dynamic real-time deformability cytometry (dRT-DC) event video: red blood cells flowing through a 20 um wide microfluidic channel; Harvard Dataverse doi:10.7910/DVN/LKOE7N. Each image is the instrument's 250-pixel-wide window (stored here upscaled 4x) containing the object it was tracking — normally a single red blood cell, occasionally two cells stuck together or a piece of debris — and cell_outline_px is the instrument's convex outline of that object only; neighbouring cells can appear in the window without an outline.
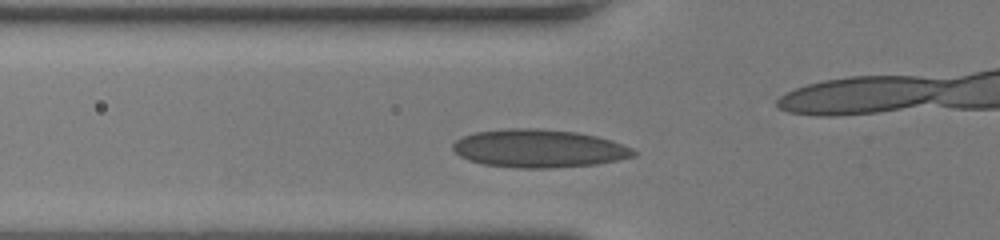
{"species": "human", "species_latin": "Homo sapiens", "temperature_condition": "room temperature", "stored_images_in_passage": 37, "camera_frame_rate_fps": 3000, "um_per_image_px": 0.085, "donor": {"sex": "female"}, "frame": {"image": 1, "passage_image": 9, "time_ms": 2.667, "image_size_px": [1000, 240], "cell_outline_px": [[636, 156], [596, 164], [548, 168], [520, 168], [484, 164], [468, 160], [460, 156], [452, 148], [452, 144], [456, 140], [464, 136], [476, 132], [508, 128], [536, 128], [576, 132], [596, 136], [612, 140], [624, 144], [632, 148], [636, 152]], "centroid_in_image_um": [45.81, 12.62], "position_along_channel_um": 80.0, "area_um2": 40.0}}
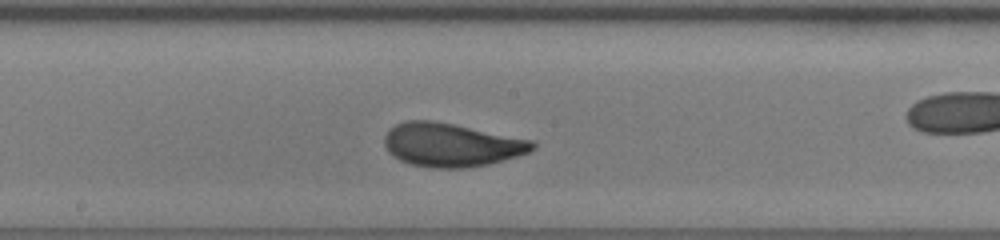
{"frame": {"image": 2, "passage_image": 20, "time_ms": 6.333, "image_size_px": [1000, 240], "cell_outline_px": [[536, 148], [528, 152], [516, 156], [488, 164], [464, 168], [432, 168], [412, 164], [400, 160], [388, 152], [384, 144], [384, 136], [388, 128], [396, 124], [408, 120], [432, 120], [532, 140], [536, 144]], "centroid_in_image_um": [38.32, 12.31], "position_along_channel_um": 209.9, "area_um2": 37.34}}
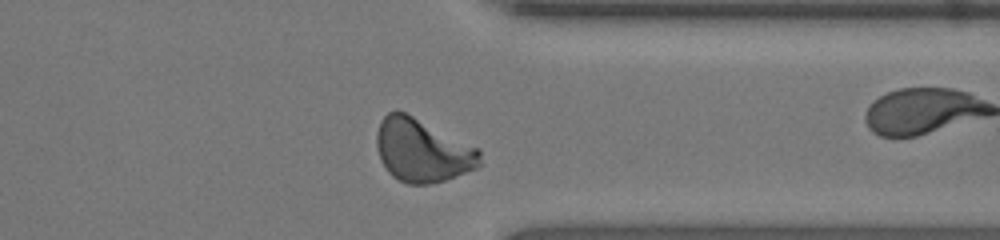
{"frame": {"image": 3, "passage_image": 34, "time_ms": 11.0, "image_size_px": [1000, 240], "cell_outline_px": [[480, 164], [476, 168], [456, 176], [432, 184], [408, 184], [392, 176], [388, 172], [380, 160], [376, 144], [376, 132], [380, 120], [388, 112], [396, 108], [480, 148]], "centroid_in_image_um": [35.87, 12.77], "position_along_channel_um": 375.5, "area_um2": 38.21}, "authors_computed_cell_mechanics": {"area_um2": 36.992, "velocity_mm_per_s": 3.5641, "shape_relaxation_time_tau1_ms": 4.3211, "shape_relaxation_time_tau2_ms": null, "deformation_change_tau1": 0.1656, "deformation_change_tau2": null}}